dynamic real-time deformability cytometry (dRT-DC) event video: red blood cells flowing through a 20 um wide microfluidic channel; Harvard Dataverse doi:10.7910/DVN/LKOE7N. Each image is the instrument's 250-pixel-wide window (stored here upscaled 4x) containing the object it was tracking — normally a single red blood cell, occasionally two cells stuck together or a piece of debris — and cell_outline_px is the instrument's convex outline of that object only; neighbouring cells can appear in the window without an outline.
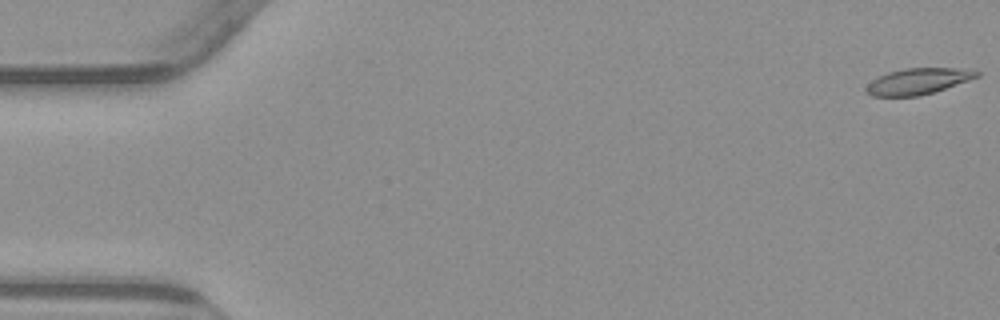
{"species": "common noctule bat (a hibernating species)", "species_latin": "Nyctalus noctula", "temperature_condition": "warm", "stored_images_in_passage": 14, "camera_frame_rate_fps": 3000, "um_per_image_px": 0.085, "animal": {"sex": "male", "body_mass_g": 23.1, "forearm_length_mm": 52.7}, "frame": {"image": 1, "passage_image": 1, "time_ms": 0.0, "image_size_px": [1000, 320], "cell_outline_px": [[980, 76], [920, 96], [872, 96], [864, 92], [864, 88], [872, 80], [888, 72], [904, 68], [956, 68], [980, 72]], "centroid_in_image_um": [77.97, 6.91], "position_along_channel_um": 7.0, "area_um2": 16.59}}